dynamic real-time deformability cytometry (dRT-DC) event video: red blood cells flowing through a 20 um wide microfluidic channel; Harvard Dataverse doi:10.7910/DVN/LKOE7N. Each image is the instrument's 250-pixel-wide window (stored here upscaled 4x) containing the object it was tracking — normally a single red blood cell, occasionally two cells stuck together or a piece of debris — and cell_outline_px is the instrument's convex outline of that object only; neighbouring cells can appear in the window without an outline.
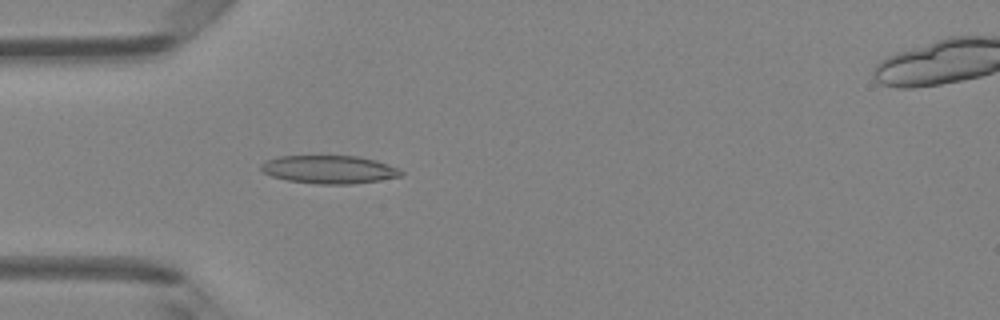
{"species": "Egyptian fruit bat (a non-hibernating species)", "species_latin": "Rousettus aegyptiacus", "temperature_condition": "room temperature", "stored_images_in_passage": 5, "camera_frame_rate_fps": 3000, "um_per_image_px": 0.085, "animal": {"sex": "female"}, "frame": {"image": 1, "passage_image": 4, "time_ms": 1.0, "image_size_px": [1000, 320], "cell_outline_px": [[404, 172], [400, 176], [380, 180], [352, 184], [320, 184], [288, 180], [272, 176], [264, 172], [260, 168], [260, 164], [264, 160], [280, 156], [356, 156], [376, 160], [388, 164]], "centroid_in_image_um": [27.96, 14.4], "position_along_channel_um": 57.0, "area_um2": 22.83}}